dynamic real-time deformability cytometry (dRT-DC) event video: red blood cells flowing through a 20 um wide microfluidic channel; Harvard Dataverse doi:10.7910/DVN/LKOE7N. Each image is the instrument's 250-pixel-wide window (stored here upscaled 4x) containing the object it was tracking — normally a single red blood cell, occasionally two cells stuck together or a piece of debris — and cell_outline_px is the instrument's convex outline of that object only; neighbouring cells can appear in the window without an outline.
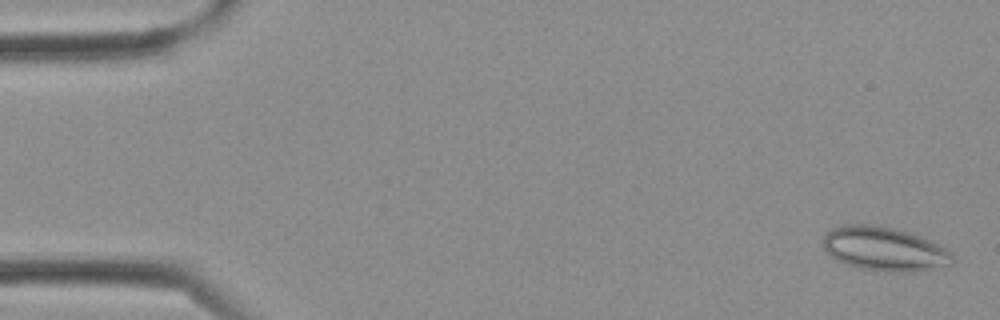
{"species": "Egyptian fruit bat (a non-hibernating species)", "species_latin": "Rousettus aegyptiacus", "temperature_condition": "cold", "stored_images_in_passage": 3, "camera_frame_rate_fps": 3000, "um_per_image_px": 0.085, "frame": {"image": 1, "passage_image": 1, "time_ms": 0.0, "image_size_px": [1000, 320], "cell_outline_px": [[956, 260], [952, 264], [912, 272], [892, 272], [860, 268], [836, 260], [824, 248], [824, 236], [832, 228], [844, 224], [876, 224], [908, 232], [932, 240], [940, 244], [952, 252]], "centroid_in_image_um": [75.22, 21.15], "position_along_channel_um": 9.8, "area_um2": 33.23}}